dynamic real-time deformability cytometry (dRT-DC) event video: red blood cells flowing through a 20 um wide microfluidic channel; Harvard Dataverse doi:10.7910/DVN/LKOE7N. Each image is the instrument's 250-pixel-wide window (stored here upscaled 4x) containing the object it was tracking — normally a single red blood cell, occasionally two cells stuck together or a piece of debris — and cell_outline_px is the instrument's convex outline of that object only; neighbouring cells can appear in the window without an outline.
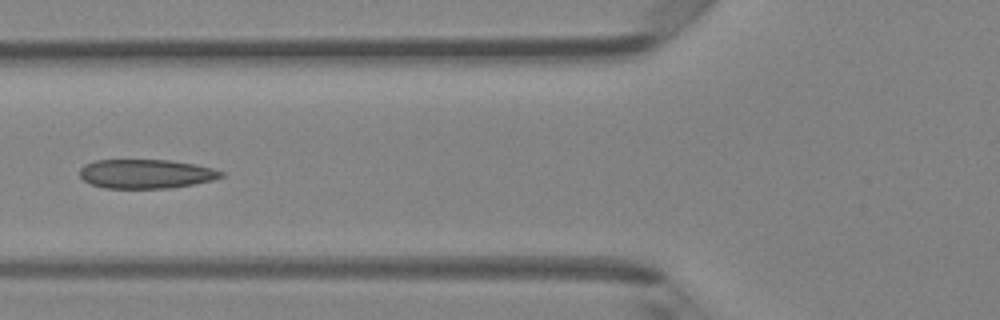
{"species": "Egyptian fruit bat (a non-hibernating species)", "species_latin": "Rousettus aegyptiacus", "temperature_condition": "room temperature", "stored_images_in_passage": 6, "camera_frame_rate_fps": 3000, "um_per_image_px": 0.085, "animal": {"sex": "female"}, "frame": {"image": 1, "passage_image": 6, "time_ms": 1.667, "image_size_px": [1000, 320], "cell_outline_px": [[224, 176], [212, 180], [172, 188], [104, 188], [92, 184], [84, 180], [80, 176], [80, 168], [84, 164], [92, 160], [168, 160], [196, 164], [212, 168], [224, 172]], "centroid_in_image_um": [12.4, 14.77], "position_along_channel_um": 113.4, "area_um2": 24.04}}